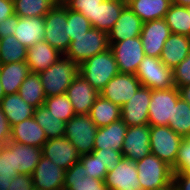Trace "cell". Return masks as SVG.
I'll list each match as a JSON object with an SVG mask.
<instances>
[{"label":"cell","instance_id":"24","mask_svg":"<svg viewBox=\"0 0 190 190\" xmlns=\"http://www.w3.org/2000/svg\"><path fill=\"white\" fill-rule=\"evenodd\" d=\"M190 53V37L171 33L165 41L160 60L174 69Z\"/></svg>","mask_w":190,"mask_h":190},{"label":"cell","instance_id":"51","mask_svg":"<svg viewBox=\"0 0 190 190\" xmlns=\"http://www.w3.org/2000/svg\"><path fill=\"white\" fill-rule=\"evenodd\" d=\"M178 90L180 97L190 104V85L179 87Z\"/></svg>","mask_w":190,"mask_h":190},{"label":"cell","instance_id":"31","mask_svg":"<svg viewBox=\"0 0 190 190\" xmlns=\"http://www.w3.org/2000/svg\"><path fill=\"white\" fill-rule=\"evenodd\" d=\"M89 115L93 123L99 128L121 119V107L100 95L94 101Z\"/></svg>","mask_w":190,"mask_h":190},{"label":"cell","instance_id":"45","mask_svg":"<svg viewBox=\"0 0 190 190\" xmlns=\"http://www.w3.org/2000/svg\"><path fill=\"white\" fill-rule=\"evenodd\" d=\"M176 171L190 176V135L184 138L176 159Z\"/></svg>","mask_w":190,"mask_h":190},{"label":"cell","instance_id":"11","mask_svg":"<svg viewBox=\"0 0 190 190\" xmlns=\"http://www.w3.org/2000/svg\"><path fill=\"white\" fill-rule=\"evenodd\" d=\"M140 86L141 82L134 74L118 73L104 86L100 95L121 107L134 96Z\"/></svg>","mask_w":190,"mask_h":190},{"label":"cell","instance_id":"21","mask_svg":"<svg viewBox=\"0 0 190 190\" xmlns=\"http://www.w3.org/2000/svg\"><path fill=\"white\" fill-rule=\"evenodd\" d=\"M61 56L63 54L57 49L53 48L46 41H42L27 48L26 63L29 66L30 72L39 73L48 69Z\"/></svg>","mask_w":190,"mask_h":190},{"label":"cell","instance_id":"30","mask_svg":"<svg viewBox=\"0 0 190 190\" xmlns=\"http://www.w3.org/2000/svg\"><path fill=\"white\" fill-rule=\"evenodd\" d=\"M127 4L123 0H105L95 10V28L109 32Z\"/></svg>","mask_w":190,"mask_h":190},{"label":"cell","instance_id":"40","mask_svg":"<svg viewBox=\"0 0 190 190\" xmlns=\"http://www.w3.org/2000/svg\"><path fill=\"white\" fill-rule=\"evenodd\" d=\"M105 0H64L62 3L68 8L76 12L82 13L95 28V10L98 5Z\"/></svg>","mask_w":190,"mask_h":190},{"label":"cell","instance_id":"28","mask_svg":"<svg viewBox=\"0 0 190 190\" xmlns=\"http://www.w3.org/2000/svg\"><path fill=\"white\" fill-rule=\"evenodd\" d=\"M0 107L11 127L33 117L35 112V108L23 100L18 93L5 95L0 101Z\"/></svg>","mask_w":190,"mask_h":190},{"label":"cell","instance_id":"44","mask_svg":"<svg viewBox=\"0 0 190 190\" xmlns=\"http://www.w3.org/2000/svg\"><path fill=\"white\" fill-rule=\"evenodd\" d=\"M172 70L174 85L177 88L190 85V53Z\"/></svg>","mask_w":190,"mask_h":190},{"label":"cell","instance_id":"6","mask_svg":"<svg viewBox=\"0 0 190 190\" xmlns=\"http://www.w3.org/2000/svg\"><path fill=\"white\" fill-rule=\"evenodd\" d=\"M44 25V41L64 55L70 45L67 7L63 3H57L44 16Z\"/></svg>","mask_w":190,"mask_h":190},{"label":"cell","instance_id":"50","mask_svg":"<svg viewBox=\"0 0 190 190\" xmlns=\"http://www.w3.org/2000/svg\"><path fill=\"white\" fill-rule=\"evenodd\" d=\"M14 14L13 0H0V22Z\"/></svg>","mask_w":190,"mask_h":190},{"label":"cell","instance_id":"27","mask_svg":"<svg viewBox=\"0 0 190 190\" xmlns=\"http://www.w3.org/2000/svg\"><path fill=\"white\" fill-rule=\"evenodd\" d=\"M30 73L26 61L0 65V83L5 95L18 93L24 79Z\"/></svg>","mask_w":190,"mask_h":190},{"label":"cell","instance_id":"43","mask_svg":"<svg viewBox=\"0 0 190 190\" xmlns=\"http://www.w3.org/2000/svg\"><path fill=\"white\" fill-rule=\"evenodd\" d=\"M92 154L98 157L102 165L106 166L108 171L113 170L123 158L122 152L114 149H93Z\"/></svg>","mask_w":190,"mask_h":190},{"label":"cell","instance_id":"22","mask_svg":"<svg viewBox=\"0 0 190 190\" xmlns=\"http://www.w3.org/2000/svg\"><path fill=\"white\" fill-rule=\"evenodd\" d=\"M6 146L14 153L15 169L19 174L32 175L42 155V148L9 140Z\"/></svg>","mask_w":190,"mask_h":190},{"label":"cell","instance_id":"37","mask_svg":"<svg viewBox=\"0 0 190 190\" xmlns=\"http://www.w3.org/2000/svg\"><path fill=\"white\" fill-rule=\"evenodd\" d=\"M168 126L182 138L190 135V104L181 97L173 106L172 119Z\"/></svg>","mask_w":190,"mask_h":190},{"label":"cell","instance_id":"14","mask_svg":"<svg viewBox=\"0 0 190 190\" xmlns=\"http://www.w3.org/2000/svg\"><path fill=\"white\" fill-rule=\"evenodd\" d=\"M151 100V89L140 86L134 96L121 106V119L127 126L148 125V108Z\"/></svg>","mask_w":190,"mask_h":190},{"label":"cell","instance_id":"56","mask_svg":"<svg viewBox=\"0 0 190 190\" xmlns=\"http://www.w3.org/2000/svg\"><path fill=\"white\" fill-rule=\"evenodd\" d=\"M126 4H128L132 0H123Z\"/></svg>","mask_w":190,"mask_h":190},{"label":"cell","instance_id":"8","mask_svg":"<svg viewBox=\"0 0 190 190\" xmlns=\"http://www.w3.org/2000/svg\"><path fill=\"white\" fill-rule=\"evenodd\" d=\"M97 130L89 114L75 115L66 123L64 136L82 156L92 153Z\"/></svg>","mask_w":190,"mask_h":190},{"label":"cell","instance_id":"16","mask_svg":"<svg viewBox=\"0 0 190 190\" xmlns=\"http://www.w3.org/2000/svg\"><path fill=\"white\" fill-rule=\"evenodd\" d=\"M42 155L64 170L80 159L76 147L65 136L48 139L42 146Z\"/></svg>","mask_w":190,"mask_h":190},{"label":"cell","instance_id":"26","mask_svg":"<svg viewBox=\"0 0 190 190\" xmlns=\"http://www.w3.org/2000/svg\"><path fill=\"white\" fill-rule=\"evenodd\" d=\"M84 166L78 161L65 171L64 190H109L104 180L84 174Z\"/></svg>","mask_w":190,"mask_h":190},{"label":"cell","instance_id":"48","mask_svg":"<svg viewBox=\"0 0 190 190\" xmlns=\"http://www.w3.org/2000/svg\"><path fill=\"white\" fill-rule=\"evenodd\" d=\"M173 190H190V176L182 171L173 172Z\"/></svg>","mask_w":190,"mask_h":190},{"label":"cell","instance_id":"38","mask_svg":"<svg viewBox=\"0 0 190 190\" xmlns=\"http://www.w3.org/2000/svg\"><path fill=\"white\" fill-rule=\"evenodd\" d=\"M44 105L48 108L49 112L54 114L63 122L67 123L76 114L73 110L70 99L66 93L57 96L46 97Z\"/></svg>","mask_w":190,"mask_h":190},{"label":"cell","instance_id":"3","mask_svg":"<svg viewBox=\"0 0 190 190\" xmlns=\"http://www.w3.org/2000/svg\"><path fill=\"white\" fill-rule=\"evenodd\" d=\"M139 183L143 190L173 188V169L156 155L150 154L135 161Z\"/></svg>","mask_w":190,"mask_h":190},{"label":"cell","instance_id":"19","mask_svg":"<svg viewBox=\"0 0 190 190\" xmlns=\"http://www.w3.org/2000/svg\"><path fill=\"white\" fill-rule=\"evenodd\" d=\"M143 21L127 5L112 29L108 32L109 44L141 35Z\"/></svg>","mask_w":190,"mask_h":190},{"label":"cell","instance_id":"53","mask_svg":"<svg viewBox=\"0 0 190 190\" xmlns=\"http://www.w3.org/2000/svg\"><path fill=\"white\" fill-rule=\"evenodd\" d=\"M171 4L177 5V6L189 7L190 6V0H171Z\"/></svg>","mask_w":190,"mask_h":190},{"label":"cell","instance_id":"5","mask_svg":"<svg viewBox=\"0 0 190 190\" xmlns=\"http://www.w3.org/2000/svg\"><path fill=\"white\" fill-rule=\"evenodd\" d=\"M184 138L169 126H150V145L153 155L169 165L176 172V159Z\"/></svg>","mask_w":190,"mask_h":190},{"label":"cell","instance_id":"29","mask_svg":"<svg viewBox=\"0 0 190 190\" xmlns=\"http://www.w3.org/2000/svg\"><path fill=\"white\" fill-rule=\"evenodd\" d=\"M127 5L145 23L165 18L171 0H132Z\"/></svg>","mask_w":190,"mask_h":190},{"label":"cell","instance_id":"2","mask_svg":"<svg viewBox=\"0 0 190 190\" xmlns=\"http://www.w3.org/2000/svg\"><path fill=\"white\" fill-rule=\"evenodd\" d=\"M118 73L117 62L110 48L79 65V74L99 92Z\"/></svg>","mask_w":190,"mask_h":190},{"label":"cell","instance_id":"23","mask_svg":"<svg viewBox=\"0 0 190 190\" xmlns=\"http://www.w3.org/2000/svg\"><path fill=\"white\" fill-rule=\"evenodd\" d=\"M127 128L122 119L99 127L94 139V149H114L122 152Z\"/></svg>","mask_w":190,"mask_h":190},{"label":"cell","instance_id":"54","mask_svg":"<svg viewBox=\"0 0 190 190\" xmlns=\"http://www.w3.org/2000/svg\"><path fill=\"white\" fill-rule=\"evenodd\" d=\"M5 94L2 88V84L0 83V101L4 98Z\"/></svg>","mask_w":190,"mask_h":190},{"label":"cell","instance_id":"42","mask_svg":"<svg viewBox=\"0 0 190 190\" xmlns=\"http://www.w3.org/2000/svg\"><path fill=\"white\" fill-rule=\"evenodd\" d=\"M19 173L15 169L14 153L6 146H0V178H14Z\"/></svg>","mask_w":190,"mask_h":190},{"label":"cell","instance_id":"15","mask_svg":"<svg viewBox=\"0 0 190 190\" xmlns=\"http://www.w3.org/2000/svg\"><path fill=\"white\" fill-rule=\"evenodd\" d=\"M170 34V28L164 18L143 23L140 38L144 54L160 58L164 43Z\"/></svg>","mask_w":190,"mask_h":190},{"label":"cell","instance_id":"49","mask_svg":"<svg viewBox=\"0 0 190 190\" xmlns=\"http://www.w3.org/2000/svg\"><path fill=\"white\" fill-rule=\"evenodd\" d=\"M11 138V125L0 107V146H4Z\"/></svg>","mask_w":190,"mask_h":190},{"label":"cell","instance_id":"18","mask_svg":"<svg viewBox=\"0 0 190 190\" xmlns=\"http://www.w3.org/2000/svg\"><path fill=\"white\" fill-rule=\"evenodd\" d=\"M66 95L71 101L75 114L82 115L89 114L94 101L100 96V92L78 74L67 88Z\"/></svg>","mask_w":190,"mask_h":190},{"label":"cell","instance_id":"34","mask_svg":"<svg viewBox=\"0 0 190 190\" xmlns=\"http://www.w3.org/2000/svg\"><path fill=\"white\" fill-rule=\"evenodd\" d=\"M58 2L56 0H13L14 14L19 17H44Z\"/></svg>","mask_w":190,"mask_h":190},{"label":"cell","instance_id":"12","mask_svg":"<svg viewBox=\"0 0 190 190\" xmlns=\"http://www.w3.org/2000/svg\"><path fill=\"white\" fill-rule=\"evenodd\" d=\"M104 183L109 190H143L135 161L124 157L113 170L107 172Z\"/></svg>","mask_w":190,"mask_h":190},{"label":"cell","instance_id":"36","mask_svg":"<svg viewBox=\"0 0 190 190\" xmlns=\"http://www.w3.org/2000/svg\"><path fill=\"white\" fill-rule=\"evenodd\" d=\"M27 48L14 35L0 38V65L26 61Z\"/></svg>","mask_w":190,"mask_h":190},{"label":"cell","instance_id":"52","mask_svg":"<svg viewBox=\"0 0 190 190\" xmlns=\"http://www.w3.org/2000/svg\"><path fill=\"white\" fill-rule=\"evenodd\" d=\"M13 178H0V190H9L10 182Z\"/></svg>","mask_w":190,"mask_h":190},{"label":"cell","instance_id":"17","mask_svg":"<svg viewBox=\"0 0 190 190\" xmlns=\"http://www.w3.org/2000/svg\"><path fill=\"white\" fill-rule=\"evenodd\" d=\"M65 171L51 160L42 156L32 174L34 189L64 190Z\"/></svg>","mask_w":190,"mask_h":190},{"label":"cell","instance_id":"25","mask_svg":"<svg viewBox=\"0 0 190 190\" xmlns=\"http://www.w3.org/2000/svg\"><path fill=\"white\" fill-rule=\"evenodd\" d=\"M44 17H19L14 36L26 48L44 41Z\"/></svg>","mask_w":190,"mask_h":190},{"label":"cell","instance_id":"9","mask_svg":"<svg viewBox=\"0 0 190 190\" xmlns=\"http://www.w3.org/2000/svg\"><path fill=\"white\" fill-rule=\"evenodd\" d=\"M180 97L176 86L166 90H151L148 108L149 126H168L172 119L173 106Z\"/></svg>","mask_w":190,"mask_h":190},{"label":"cell","instance_id":"7","mask_svg":"<svg viewBox=\"0 0 190 190\" xmlns=\"http://www.w3.org/2000/svg\"><path fill=\"white\" fill-rule=\"evenodd\" d=\"M135 76L141 82V86L151 90H166L175 86L173 70L168 68L158 57L145 55Z\"/></svg>","mask_w":190,"mask_h":190},{"label":"cell","instance_id":"46","mask_svg":"<svg viewBox=\"0 0 190 190\" xmlns=\"http://www.w3.org/2000/svg\"><path fill=\"white\" fill-rule=\"evenodd\" d=\"M34 183L32 175L18 174L14 177L9 186V190H33Z\"/></svg>","mask_w":190,"mask_h":190},{"label":"cell","instance_id":"4","mask_svg":"<svg viewBox=\"0 0 190 190\" xmlns=\"http://www.w3.org/2000/svg\"><path fill=\"white\" fill-rule=\"evenodd\" d=\"M109 48L108 33L91 27L85 34L70 41L64 56L81 65L88 58Z\"/></svg>","mask_w":190,"mask_h":190},{"label":"cell","instance_id":"35","mask_svg":"<svg viewBox=\"0 0 190 190\" xmlns=\"http://www.w3.org/2000/svg\"><path fill=\"white\" fill-rule=\"evenodd\" d=\"M164 19L171 33L190 37V14L187 7L171 4Z\"/></svg>","mask_w":190,"mask_h":190},{"label":"cell","instance_id":"10","mask_svg":"<svg viewBox=\"0 0 190 190\" xmlns=\"http://www.w3.org/2000/svg\"><path fill=\"white\" fill-rule=\"evenodd\" d=\"M117 62L119 73L134 74L144 59V50L140 36L109 44Z\"/></svg>","mask_w":190,"mask_h":190},{"label":"cell","instance_id":"57","mask_svg":"<svg viewBox=\"0 0 190 190\" xmlns=\"http://www.w3.org/2000/svg\"><path fill=\"white\" fill-rule=\"evenodd\" d=\"M58 3H62L64 0H56Z\"/></svg>","mask_w":190,"mask_h":190},{"label":"cell","instance_id":"33","mask_svg":"<svg viewBox=\"0 0 190 190\" xmlns=\"http://www.w3.org/2000/svg\"><path fill=\"white\" fill-rule=\"evenodd\" d=\"M36 122L44 129L47 139L59 138L65 135L66 123L50 113L45 105L35 108L33 115Z\"/></svg>","mask_w":190,"mask_h":190},{"label":"cell","instance_id":"13","mask_svg":"<svg viewBox=\"0 0 190 190\" xmlns=\"http://www.w3.org/2000/svg\"><path fill=\"white\" fill-rule=\"evenodd\" d=\"M123 157L132 161L152 154L150 145V126H128L122 147Z\"/></svg>","mask_w":190,"mask_h":190},{"label":"cell","instance_id":"41","mask_svg":"<svg viewBox=\"0 0 190 190\" xmlns=\"http://www.w3.org/2000/svg\"><path fill=\"white\" fill-rule=\"evenodd\" d=\"M79 161L84 166L85 176L92 177L94 179L104 180L108 172L106 166H103L98 157H95L92 153L80 156Z\"/></svg>","mask_w":190,"mask_h":190},{"label":"cell","instance_id":"55","mask_svg":"<svg viewBox=\"0 0 190 190\" xmlns=\"http://www.w3.org/2000/svg\"><path fill=\"white\" fill-rule=\"evenodd\" d=\"M157 190H173V188H161V189H157Z\"/></svg>","mask_w":190,"mask_h":190},{"label":"cell","instance_id":"1","mask_svg":"<svg viewBox=\"0 0 190 190\" xmlns=\"http://www.w3.org/2000/svg\"><path fill=\"white\" fill-rule=\"evenodd\" d=\"M78 74L79 65L64 55L48 69L38 73L46 97L66 93Z\"/></svg>","mask_w":190,"mask_h":190},{"label":"cell","instance_id":"20","mask_svg":"<svg viewBox=\"0 0 190 190\" xmlns=\"http://www.w3.org/2000/svg\"><path fill=\"white\" fill-rule=\"evenodd\" d=\"M11 141L42 148L48 140L44 129L34 117L25 119L11 127Z\"/></svg>","mask_w":190,"mask_h":190},{"label":"cell","instance_id":"32","mask_svg":"<svg viewBox=\"0 0 190 190\" xmlns=\"http://www.w3.org/2000/svg\"><path fill=\"white\" fill-rule=\"evenodd\" d=\"M18 94L29 105L38 108L44 105L46 95L38 73L30 72L19 87Z\"/></svg>","mask_w":190,"mask_h":190},{"label":"cell","instance_id":"39","mask_svg":"<svg viewBox=\"0 0 190 190\" xmlns=\"http://www.w3.org/2000/svg\"><path fill=\"white\" fill-rule=\"evenodd\" d=\"M67 24L70 41L85 34L92 26L90 21L80 12L67 8Z\"/></svg>","mask_w":190,"mask_h":190},{"label":"cell","instance_id":"47","mask_svg":"<svg viewBox=\"0 0 190 190\" xmlns=\"http://www.w3.org/2000/svg\"><path fill=\"white\" fill-rule=\"evenodd\" d=\"M18 26V16L13 14L12 16L5 18L0 22V38L14 35L16 27Z\"/></svg>","mask_w":190,"mask_h":190}]
</instances>
